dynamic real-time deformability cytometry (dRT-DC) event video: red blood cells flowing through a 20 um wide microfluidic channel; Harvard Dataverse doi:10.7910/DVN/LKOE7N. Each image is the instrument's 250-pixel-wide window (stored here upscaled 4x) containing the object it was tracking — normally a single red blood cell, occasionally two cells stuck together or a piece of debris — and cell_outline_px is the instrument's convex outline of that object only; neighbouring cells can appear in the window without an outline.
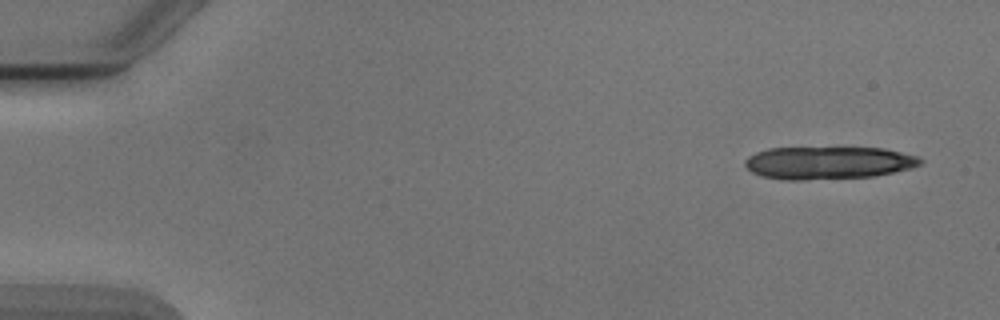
{"species": "Egyptian fruit bat (a non-hibernating species)", "species_latin": "Rousettus aegyptiacus", "temperature_condition": "cold", "stored_images_in_passage": 6, "camera_frame_rate_fps": 3000, "um_per_image_px": 0.085, "animal": {"sex": "male"}, "frame": {"image": 1, "passage_image": 1, "time_ms": 0.0, "image_size_px": [1000, 320], "cell_outline_px": [[924, 160], [920, 164], [912, 168], [872, 176], [804, 180], [780, 180], [760, 176], [752, 172], [744, 164], [744, 160], [748, 156], [756, 152], [768, 148], [884, 148], [920, 156]], "centroid_in_image_um": [70.39, 13.84], "position_along_channel_um": 14.6, "area_um2": 33.52}}
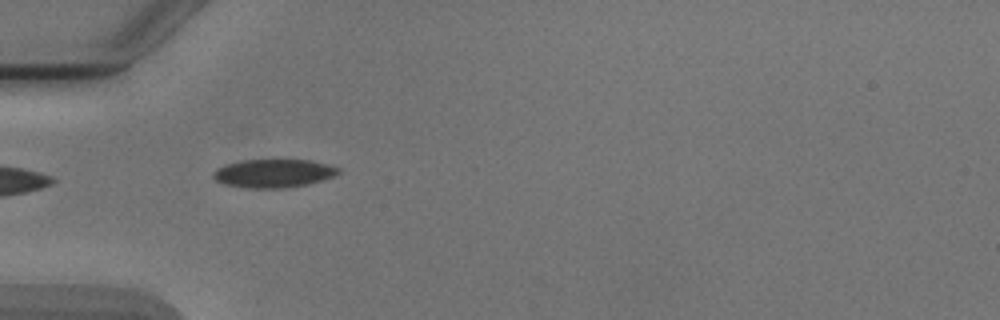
{"frame": {"image": 2, "passage_image": 5, "time_ms": 4.667, "image_size_px": [1000, 320], "cell_outline_px": [[340, 172], [332, 176], [308, 184], [284, 188], [248, 188], [228, 184], [216, 180], [212, 176], [212, 172], [216, 168], [228, 164], [244, 160], [308, 160], [340, 168]], "centroid_in_image_um": [23.23, 14.73], "position_along_channel_um": 61.8, "area_um2": 20.29}}
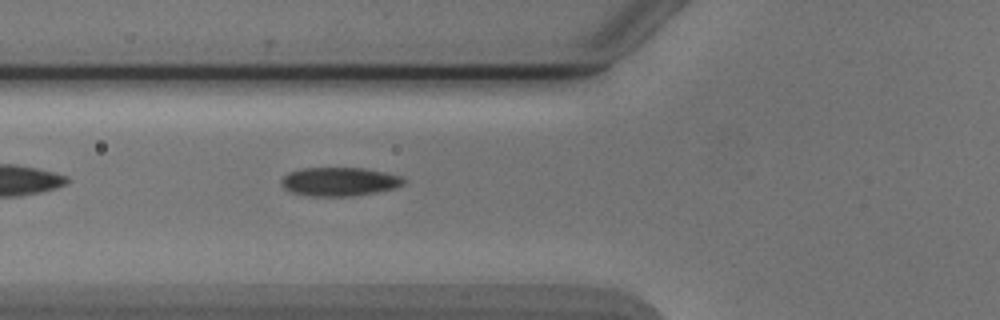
{"frame": {"image": 3, "passage_image": 6, "time_ms": 5.667, "image_size_px": [1000, 320], "cell_outline_px": [[408, 180], [404, 184], [396, 188], [376, 192], [352, 196], [312, 196], [292, 192], [284, 188], [280, 184], [280, 180], [288, 172], [300, 168], [364, 168], [384, 172], [400, 176]], "centroid_in_image_um": [28.85, 15.43], "position_along_channel_um": 96.9, "area_um2": 20.58}}